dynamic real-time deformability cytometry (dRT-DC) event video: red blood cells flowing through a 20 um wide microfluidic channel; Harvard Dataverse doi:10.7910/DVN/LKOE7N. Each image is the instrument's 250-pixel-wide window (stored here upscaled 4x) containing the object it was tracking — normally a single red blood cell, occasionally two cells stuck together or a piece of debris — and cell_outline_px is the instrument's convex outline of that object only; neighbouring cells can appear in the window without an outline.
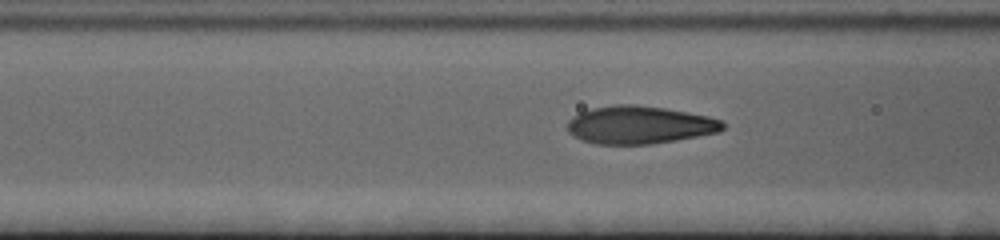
{"species": "human", "species_latin": "Homo sapiens", "temperature_condition": "cold", "stored_images_in_passage": 17, "camera_frame_rate_fps": 3000, "um_per_image_px": 0.085, "donor": {"sex": "female"}, "frame": {"image": 1, "passage_image": 15, "time_ms": 4.667, "image_size_px": [1000, 240], "cell_outline_px": [[724, 128], [720, 132], [676, 140], [648, 144], [596, 144], [584, 140], [568, 132], [568, 120], [572, 116], [580, 112], [592, 108], [616, 104], [632, 104], [664, 108], [688, 112], [708, 116], [724, 120]], "centroid_in_image_um": [54.38, 10.61], "position_along_channel_um": 112.2, "area_um2": 34.22}}